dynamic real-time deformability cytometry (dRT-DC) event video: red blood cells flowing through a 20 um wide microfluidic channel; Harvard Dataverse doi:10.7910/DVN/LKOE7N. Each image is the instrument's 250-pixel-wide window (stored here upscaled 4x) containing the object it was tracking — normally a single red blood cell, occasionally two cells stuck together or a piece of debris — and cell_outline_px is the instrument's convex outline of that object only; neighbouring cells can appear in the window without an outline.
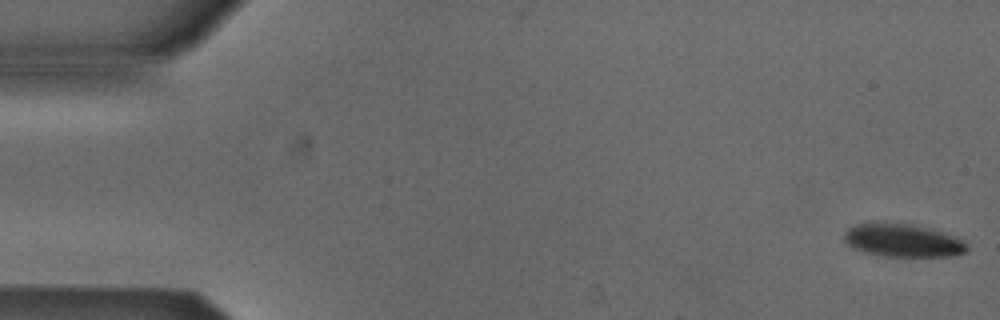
{"species": "Egyptian fruit bat (a non-hibernating species)", "species_latin": "Rousettus aegyptiacus", "temperature_condition": "cold", "stored_images_in_passage": 53, "camera_frame_rate_fps": 3000, "um_per_image_px": 0.085, "animal": {"sex": "male"}, "frame": {"image": 1, "passage_image": 1, "time_ms": 0.0, "image_size_px": [1000, 320], "cell_outline_px": [[968, 252], [956, 256], [884, 256], [864, 252], [852, 248], [844, 240], [844, 232], [848, 228], [856, 224], [872, 220], [880, 220], [912, 224], [928, 228], [952, 236], [960, 240], [968, 248]], "centroid_in_image_um": [76.65, 20.4], "position_along_channel_um": 8.4, "area_um2": 24.04}}
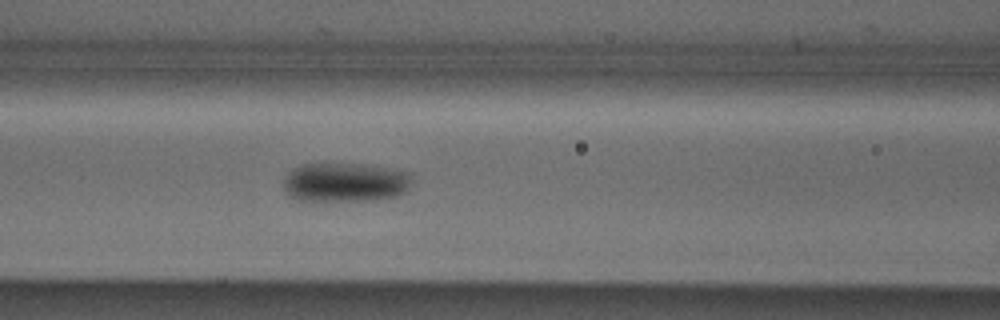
{"frame": {"image": 2, "passage_image": 22, "time_ms": 7.0, "image_size_px": [1000, 320], "cell_outline_px": [[408, 188], [404, 192], [396, 196], [372, 200], [296, 200], [284, 188], [284, 176], [288, 172], [300, 164], [364, 164], [388, 168], [408, 172]], "centroid_in_image_um": [29.29, 15.49], "position_along_channel_um": 137.3, "area_um2": 28.9}}
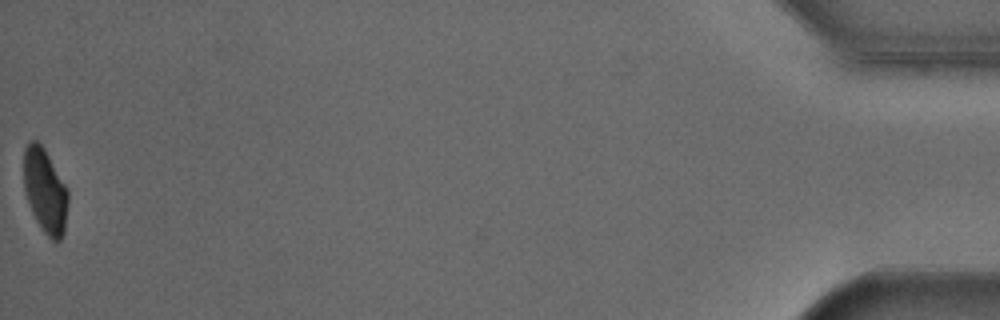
{"frame": {"image": 3, "passage_image": 53, "time_ms": 17.333, "image_size_px": [1000, 320], "cell_outline_px": [[68, 204], [64, 232], [60, 240], [56, 244], [44, 232], [36, 220], [32, 212], [24, 192], [24, 148], [28, 140], [36, 140], [44, 148], [68, 188]], "centroid_in_image_um": [3.84, 16.22], "position_along_channel_um": 431.4, "area_um2": 22.02}, "authors_computed_cell_mechanics": {"area_um2": 26.3568, "velocity_mm_per_s": 3.8543, "shape_relaxation_time_tau1_ms": 4.4731, "shape_relaxation_time_tau2_ms": 8.7722, "deformation_change_tau1": 0.0922, "deformation_change_tau2": 0.0724}}